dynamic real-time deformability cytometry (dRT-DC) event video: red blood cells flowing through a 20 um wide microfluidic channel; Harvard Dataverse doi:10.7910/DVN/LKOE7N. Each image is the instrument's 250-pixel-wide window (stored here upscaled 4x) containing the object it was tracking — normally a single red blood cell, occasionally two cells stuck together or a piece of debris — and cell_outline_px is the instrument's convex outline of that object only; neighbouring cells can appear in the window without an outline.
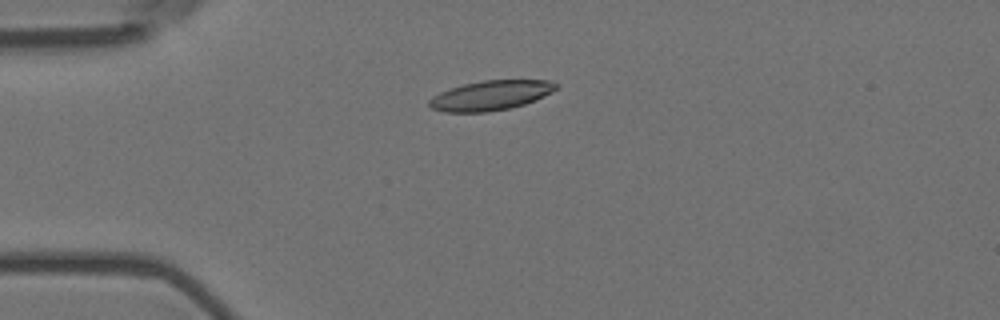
{"species": "Egyptian fruit bat (a non-hibernating species)", "species_latin": "Rousettus aegyptiacus", "temperature_condition": "room temperature", "stored_images_in_passage": 2, "camera_frame_rate_fps": 3000, "um_per_image_px": 0.085, "animal": {"sex": "female"}, "frame": {"image": 1, "passage_image": 1, "time_ms": 0.0, "image_size_px": [1000, 320], "cell_outline_px": [[560, 84], [552, 92], [524, 104], [512, 108], [488, 112], [444, 112], [432, 108], [428, 104], [428, 100], [432, 96], [440, 92], [464, 84], [484, 80], [552, 80]], "centroid_in_image_um": [41.72, 8.11], "position_along_channel_um": 43.3, "area_um2": 21.96}}